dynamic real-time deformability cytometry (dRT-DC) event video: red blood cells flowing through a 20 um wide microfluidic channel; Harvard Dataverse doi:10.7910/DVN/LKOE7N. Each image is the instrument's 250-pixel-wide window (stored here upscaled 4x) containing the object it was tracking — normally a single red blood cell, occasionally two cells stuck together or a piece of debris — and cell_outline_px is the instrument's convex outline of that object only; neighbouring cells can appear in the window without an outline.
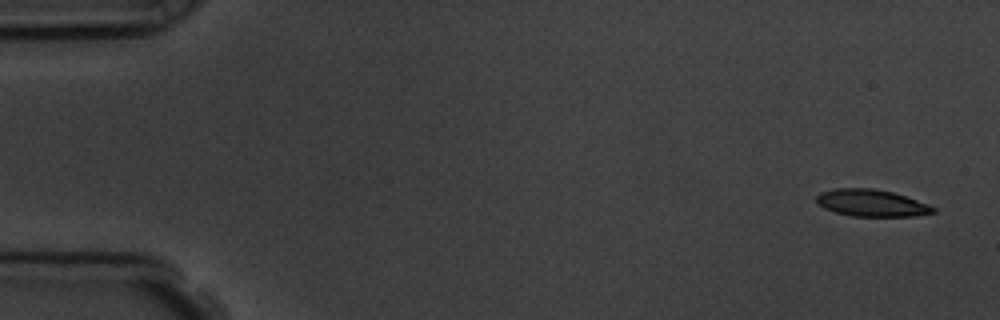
{"species": "common noctule bat (a hibernating species)", "species_latin": "Nyctalus noctula", "temperature_condition": "room temperature", "stored_images_in_passage": 4, "camera_frame_rate_fps": 3000, "um_per_image_px": 0.085, "animal": {"sex": "male", "body_mass_g": 19.5, "forearm_length_mm": 54.6}, "frame": {"image": 1, "passage_image": 1, "time_ms": 0.0, "image_size_px": [1000, 320], "cell_outline_px": [[936, 212], [916, 216], [852, 216], [836, 212], [824, 208], [816, 200], [816, 196], [820, 192], [832, 188], [872, 188], [892, 192], [928, 204], [936, 208]], "centroid_in_image_um": [74.07, 17.25], "position_along_channel_um": 10.9, "area_um2": 18.26}}
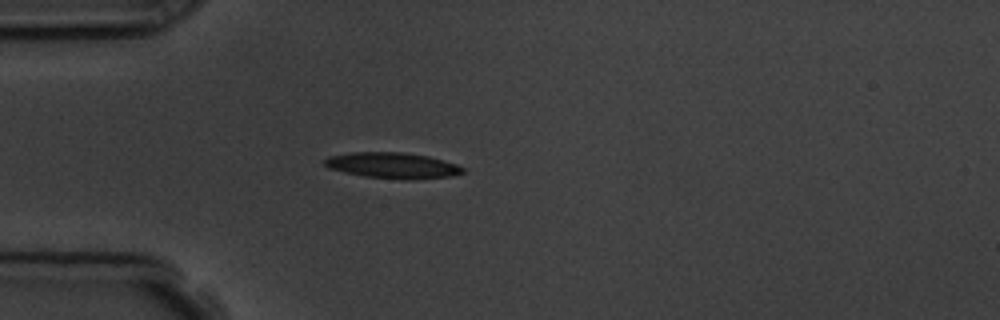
{"frame": {"image": 2, "passage_image": 4, "time_ms": 4.333, "image_size_px": [1000, 320], "cell_outline_px": [[464, 172], [452, 176], [412, 180], [404, 180], [364, 176], [344, 172], [328, 168], [324, 164], [324, 160], [328, 156], [352, 152], [404, 152], [428, 156], [444, 160], [456, 164], [464, 168]], "centroid_in_image_um": [33.38, 14.06], "position_along_channel_um": 51.6, "area_um2": 20.98}}